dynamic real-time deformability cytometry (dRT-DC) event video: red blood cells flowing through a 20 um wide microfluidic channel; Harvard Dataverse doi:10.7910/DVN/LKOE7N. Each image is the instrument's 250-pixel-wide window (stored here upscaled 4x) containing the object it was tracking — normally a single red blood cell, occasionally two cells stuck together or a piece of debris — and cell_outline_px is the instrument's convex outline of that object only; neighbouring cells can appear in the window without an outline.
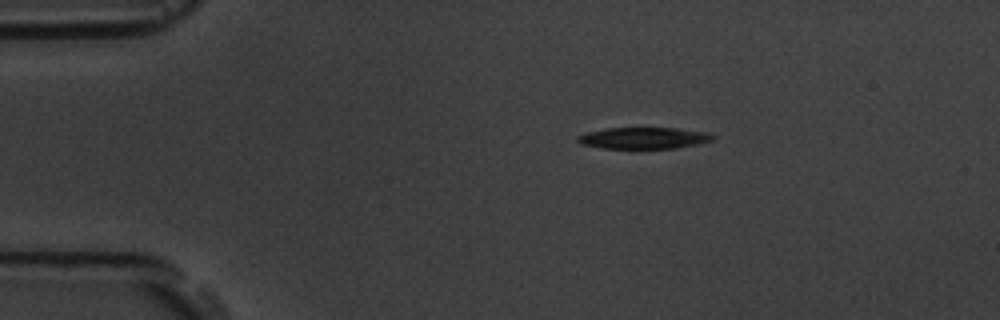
{"species": "common noctule bat (a hibernating species)", "species_latin": "Nyctalus noctula", "temperature_condition": "room temperature", "stored_images_in_passage": 46, "camera_frame_rate_fps": 3000, "um_per_image_px": 0.085, "animal": {"sex": "male", "body_mass_g": 19.5, "forearm_length_mm": 54.6}, "frame": {"image": 1, "passage_image": 1, "time_ms": 0.0, "image_size_px": [1000, 320], "cell_outline_px": [[716, 136], [712, 140], [696, 144], [676, 148], [600, 148], [580, 144], [576, 140], [576, 136], [588, 132], [604, 128], [676, 128], [708, 132]], "centroid_in_image_um": [54.68, 11.73], "position_along_channel_um": 30.3, "area_um2": 16.94}}
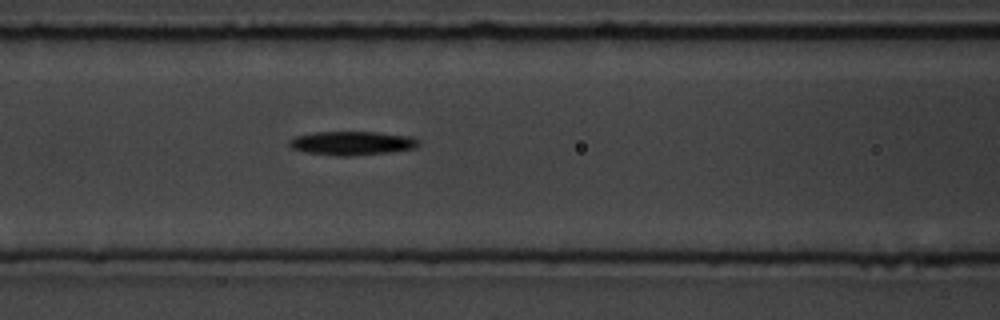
{"frame": {"image": 2, "passage_image": 14, "time_ms": 4.333, "image_size_px": [1000, 320], "cell_outline_px": [[420, 144], [416, 148], [388, 152], [352, 156], [336, 156], [304, 152], [292, 148], [288, 144], [288, 140], [292, 136], [312, 132], [376, 132], [412, 136], [420, 140]], "centroid_in_image_um": [29.89, 12.16], "position_along_channel_um": 136.7, "area_um2": 18.26}}
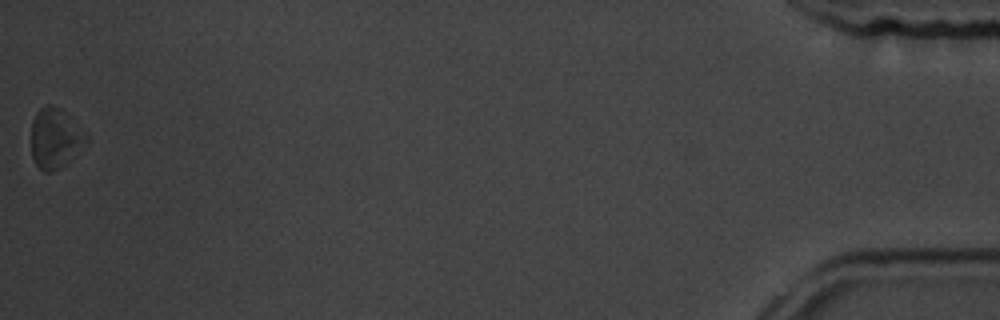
{"frame": {"image": 3, "passage_image": 46, "time_ms": 15.0, "image_size_px": [1000, 320], "cell_outline_px": [[88, 140], [64, 164], [52, 172], [44, 172], [36, 164], [32, 156], [32, 120], [36, 112], [40, 108], [48, 104], [52, 104], [60, 108], [88, 132]], "centroid_in_image_um": [4.69, 11.71], "position_along_channel_um": 430.5, "area_um2": 19.13}, "authors_computed_cell_mechanics": {"area_um2": 17.8313, "velocity_mm_per_s": 3.6855, "shape_relaxation_time_tau1_ms": 1.3631, "shape_relaxation_time_tau2_ms": null, "deformation_change_tau1": 0.0874, "deformation_change_tau2": null}}